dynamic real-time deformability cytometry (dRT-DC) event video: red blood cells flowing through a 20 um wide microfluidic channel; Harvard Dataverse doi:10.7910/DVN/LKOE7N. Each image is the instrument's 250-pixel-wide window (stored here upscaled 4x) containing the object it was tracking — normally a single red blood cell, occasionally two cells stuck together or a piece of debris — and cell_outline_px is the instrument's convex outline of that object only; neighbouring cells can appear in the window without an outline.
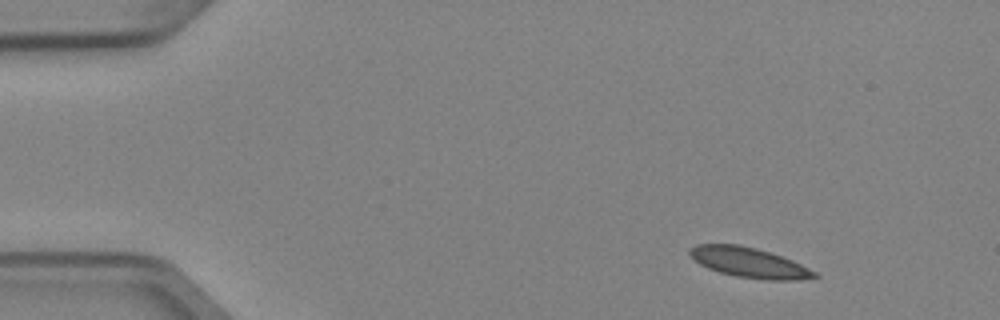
{"species": "Egyptian fruit bat (a non-hibernating species)", "species_latin": "Rousettus aegyptiacus", "temperature_condition": "cold", "stored_images_in_passage": 3, "camera_frame_rate_fps": 3000, "um_per_image_px": 0.085, "animal": {"sex": "female"}, "frame": {"image": 1, "passage_image": 1, "time_ms": 0.0, "image_size_px": [1000, 320], "cell_outline_px": [[820, 276], [796, 280], [768, 280], [736, 276], [720, 272], [708, 268], [700, 264], [688, 252], [688, 248], [696, 244], [740, 244], [756, 248], [792, 260], [816, 272]], "centroid_in_image_um": [63.65, 22.31], "position_along_channel_um": 21.3, "area_um2": 21.62}}